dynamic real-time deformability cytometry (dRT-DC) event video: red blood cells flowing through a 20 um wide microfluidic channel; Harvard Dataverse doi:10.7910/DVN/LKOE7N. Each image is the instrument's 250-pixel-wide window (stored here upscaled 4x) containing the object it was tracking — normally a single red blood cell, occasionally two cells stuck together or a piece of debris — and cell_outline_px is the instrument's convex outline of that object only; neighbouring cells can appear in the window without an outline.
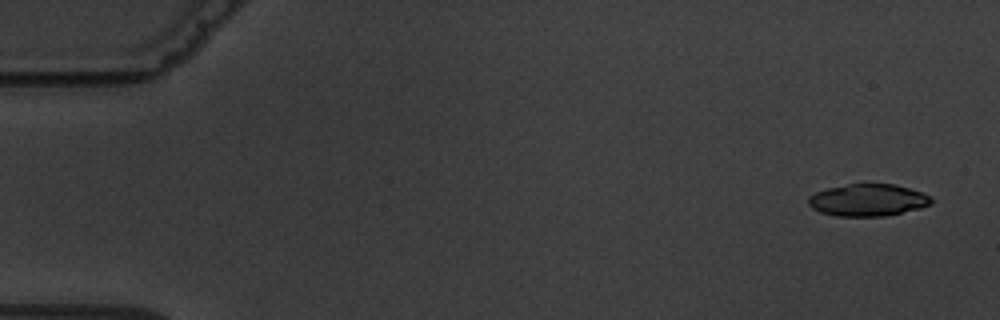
{"species": "common noctule bat (a hibernating species)", "species_latin": "Nyctalus noctula", "temperature_condition": "warm", "stored_images_in_passage": 5, "camera_frame_rate_fps": 3000, "um_per_image_px": 0.085, "animal": {"sex": "male", "body_mass_g": 19.5, "forearm_length_mm": 54.6}, "frame": {"image": 1, "passage_image": 1, "time_ms": 0.0, "image_size_px": [1000, 320], "cell_outline_px": [[932, 204], [920, 208], [884, 216], [836, 216], [820, 212], [812, 208], [808, 204], [808, 196], [816, 192], [828, 188], [848, 184], [892, 184], [908, 188], [920, 192], [928, 196], [932, 200]], "centroid_in_image_um": [73.73, 17.01], "position_along_channel_um": 11.3, "area_um2": 22.77}}
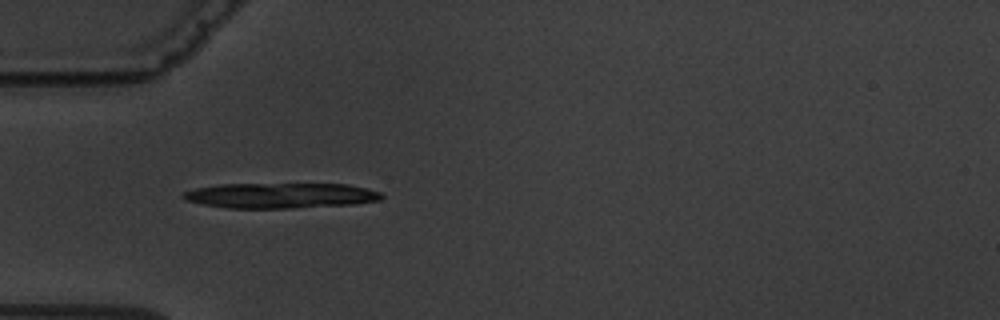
{"frame": {"image": 2, "passage_image": 4, "time_ms": 5.0, "image_size_px": [1000, 320], "cell_outline_px": [[384, 196], [380, 200], [356, 204], [292, 208], [228, 208], [204, 204], [184, 200], [180, 196], [184, 192], [196, 188], [220, 184], [348, 184], [380, 192]], "centroid_in_image_um": [23.84, 16.62], "position_along_channel_um": 61.2, "area_um2": 29.25}}